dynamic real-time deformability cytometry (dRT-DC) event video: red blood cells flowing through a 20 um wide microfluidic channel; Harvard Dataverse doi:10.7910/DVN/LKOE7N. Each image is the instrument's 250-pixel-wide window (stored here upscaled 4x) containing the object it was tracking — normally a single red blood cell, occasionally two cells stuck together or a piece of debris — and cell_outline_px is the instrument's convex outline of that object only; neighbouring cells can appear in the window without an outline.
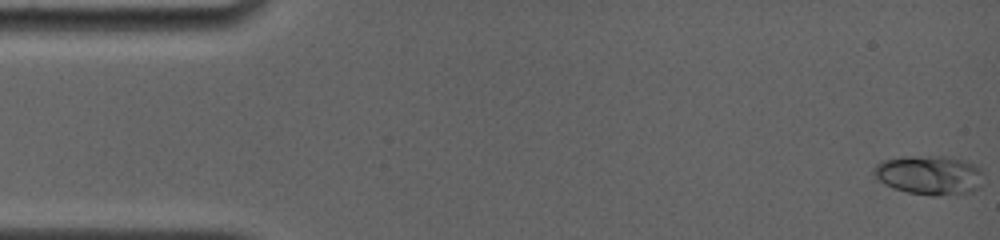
{"species": "common noctule bat (a hibernating species)", "species_latin": "Nyctalus noctula", "temperature_condition": "room temperature", "stored_images_in_passage": 46, "camera_frame_rate_fps": 4000, "um_per_image_px": 0.085, "animal": {"sex": "female", "body_mass_g": 19.0, "forearm_length_mm": 56.7}, "frame": {"image": 1, "passage_image": 1, "time_ms": 0.0, "image_size_px": [1000, 240], "cell_outline_px": [[980, 188], [972, 192], [936, 196], [932, 196], [908, 192], [892, 188], [884, 184], [872, 172], [872, 168], [876, 164], [884, 160], [900, 156], [948, 156], [964, 160], [980, 168]], "centroid_in_image_um": [78.96, 14.87], "position_along_channel_um": 6.0, "area_um2": 25.14}}
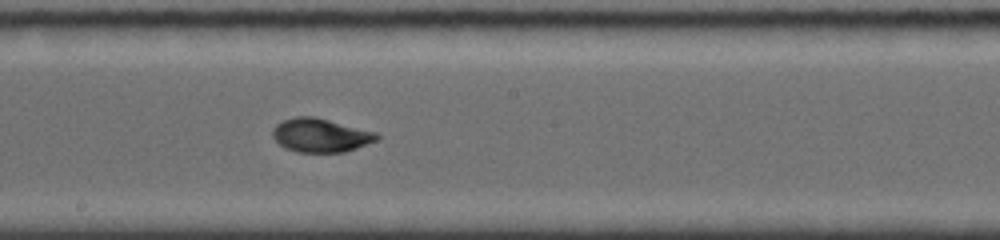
{"frame": {"image": 2, "passage_image": 23, "time_ms": 9.0, "image_size_px": [1000, 240], "cell_outline_px": [[380, 136], [376, 140], [356, 148], [344, 152], [296, 152], [284, 148], [272, 136], [272, 128], [276, 124], [284, 120], [296, 116], [316, 116], [376, 132]], "centroid_in_image_um": [27.22, 11.49], "position_along_channel_um": 221.0, "area_um2": 20.52}}
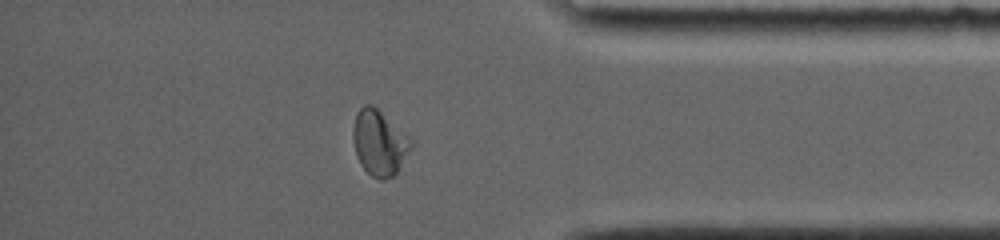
{"frame": {"image": 3, "passage_image": 38, "time_ms": 14.0, "image_size_px": [1000, 240], "cell_outline_px": [[412, 148], [396, 176], [384, 180], [380, 180], [372, 176], [360, 164], [356, 156], [352, 140], [352, 128], [356, 112], [364, 104], [372, 104], [412, 140]], "centroid_in_image_um": [32.23, 12.17], "position_along_channel_um": 403.0, "area_um2": 22.31}, "authors_computed_cell_mechanics": {"area_um2": 20.6635, "velocity_mm_per_s": 3.797, "shape_relaxation_time_tau1_ms": 4.4078, "shape_relaxation_time_tau2_ms": 1.777, "deformation_change_tau1": 0.1651, "deformation_change_tau2": 0.0439}}